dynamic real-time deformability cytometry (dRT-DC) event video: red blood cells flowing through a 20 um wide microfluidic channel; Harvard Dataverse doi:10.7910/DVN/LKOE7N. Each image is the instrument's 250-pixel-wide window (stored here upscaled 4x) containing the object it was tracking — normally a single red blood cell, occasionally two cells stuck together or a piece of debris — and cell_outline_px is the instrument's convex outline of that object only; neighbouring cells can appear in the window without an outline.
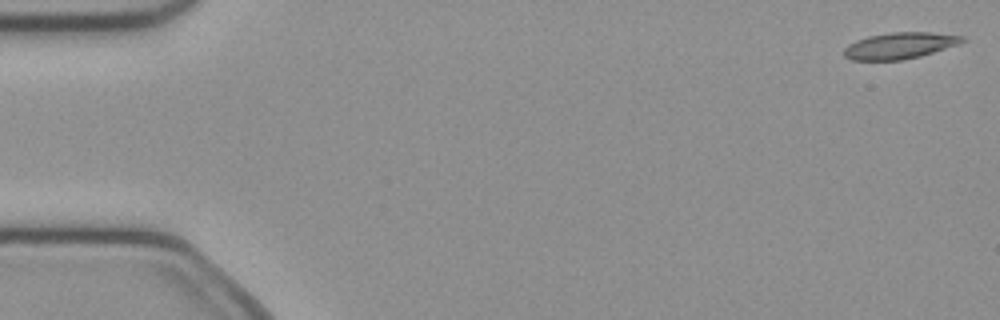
{"species": "common noctule bat (a hibernating species)", "species_latin": "Nyctalus noctula", "temperature_condition": "cold", "stored_images_in_passage": 50, "camera_frame_rate_fps": 3000, "um_per_image_px": 0.085, "animal": {"sex": "female", "body_mass_g": 21.9}, "frame": {"image": 1, "passage_image": 1, "time_ms": 0.0, "image_size_px": [1000, 320], "cell_outline_px": [[968, 40], [960, 44], [920, 56], [900, 60], [852, 60], [844, 56], [844, 48], [848, 44], [856, 40], [868, 36], [892, 32], [932, 32], [964, 36]], "centroid_in_image_um": [76.5, 3.87], "position_along_channel_um": 8.5, "area_um2": 18.26}}
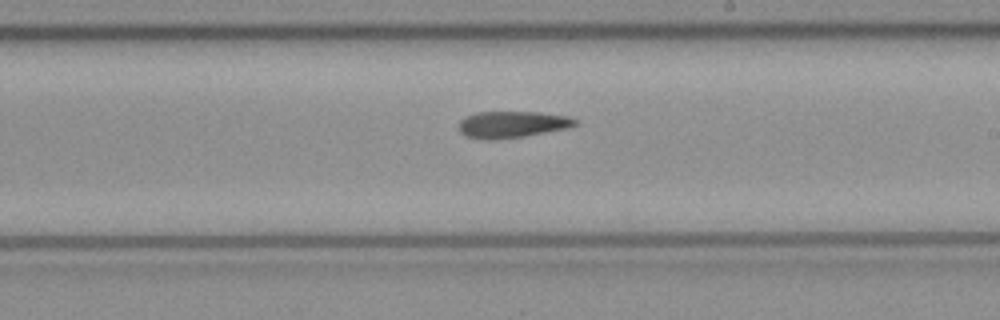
{"frame": {"image": 2, "passage_image": 29, "time_ms": 9.333, "image_size_px": [1000, 320], "cell_outline_px": [[576, 124], [568, 128], [524, 136], [492, 140], [484, 140], [468, 136], [460, 132], [460, 120], [464, 116], [476, 112], [540, 112], [568, 116], [576, 120]], "centroid_in_image_um": [43.51, 10.57], "position_along_channel_um": 245.5, "area_um2": 17.98}}
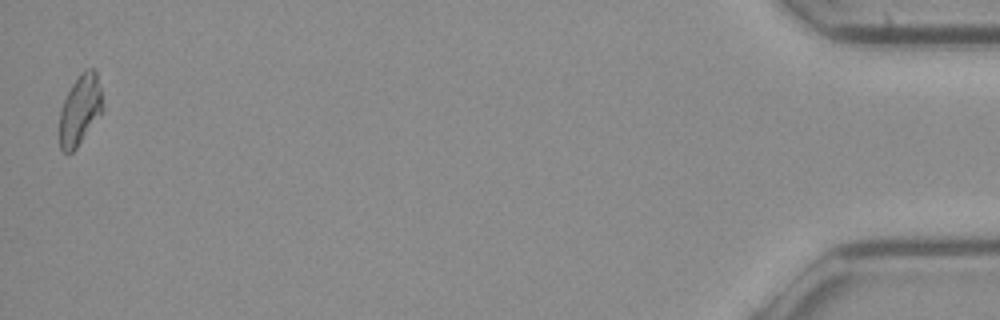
{"frame": {"image": 3, "passage_image": 50, "time_ms": 16.333, "image_size_px": [1000, 320], "cell_outline_px": [[104, 108], [76, 148], [72, 152], [64, 152], [60, 148], [60, 108], [72, 84], [88, 68], [92, 68], [96, 72], [100, 88]], "centroid_in_image_um": [6.8, 9.35], "position_along_channel_um": 428.4, "area_um2": 17.11}, "authors_computed_cell_mechanics": {"area_um2": 18.1492, "velocity_mm_per_s": 4.0227, "shape_relaxation_time_tau1_ms": 9.7623, "shape_relaxation_time_tau2_ms": null, "deformation_change_tau1": 0.2096, "deformation_change_tau2": null}}